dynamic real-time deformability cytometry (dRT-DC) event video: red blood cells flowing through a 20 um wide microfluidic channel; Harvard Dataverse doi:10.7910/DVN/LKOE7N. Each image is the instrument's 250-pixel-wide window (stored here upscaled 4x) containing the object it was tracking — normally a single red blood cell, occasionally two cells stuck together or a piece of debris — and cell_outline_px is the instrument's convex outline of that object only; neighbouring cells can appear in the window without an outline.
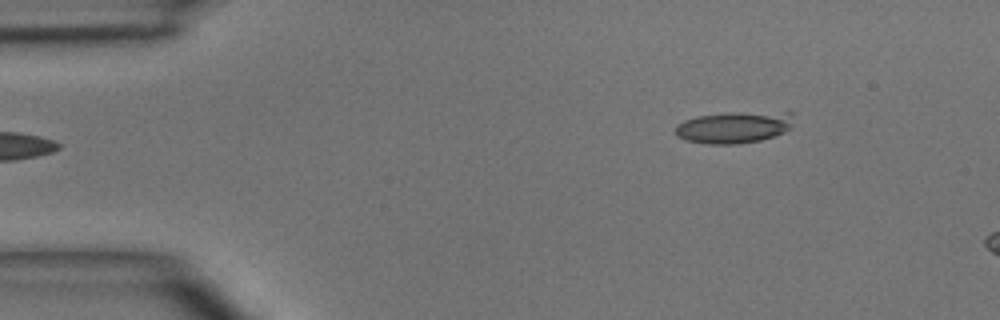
{"species": "common noctule bat (a hibernating species)", "species_latin": "Nyctalus noctula", "temperature_condition": "room temperature", "stored_images_in_passage": 3, "segment_of_instrument_passage": [2, 2], "camera_frame_rate_fps": 3000, "um_per_image_px": 0.085, "animal": {"sex": "male", "body_mass_g": 15.6}, "frame": {"image": 1, "passage_image": 3, "time_ms": 2.333, "image_size_px": [1000, 320], "cell_outline_px": [[792, 112], [788, 128], [784, 132], [760, 140], [736, 144], [708, 144], [684, 140], [676, 136], [676, 124], [684, 120], [696, 116], [784, 112]], "centroid_in_image_um": [62.3, 10.86], "position_along_channel_um": 22.7, "area_um2": 20.92}}